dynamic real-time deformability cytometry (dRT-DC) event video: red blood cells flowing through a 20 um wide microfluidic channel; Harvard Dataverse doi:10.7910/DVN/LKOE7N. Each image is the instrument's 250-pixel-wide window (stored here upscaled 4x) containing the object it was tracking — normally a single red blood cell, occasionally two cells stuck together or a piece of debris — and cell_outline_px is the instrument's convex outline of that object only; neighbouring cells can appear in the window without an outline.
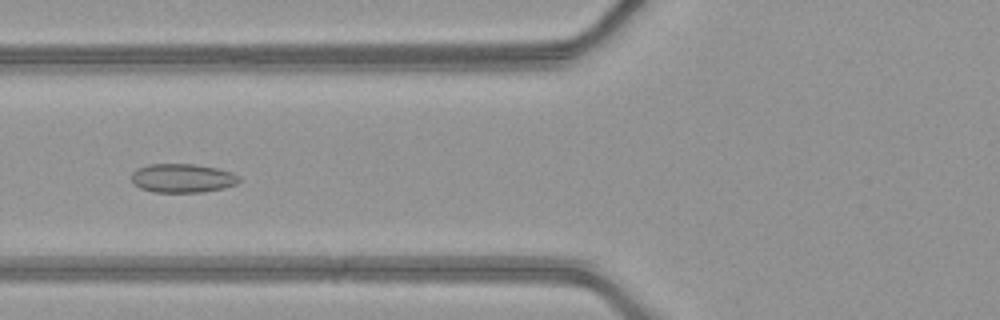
{"species": "common noctule bat (a hibernating species)", "species_latin": "Nyctalus noctula", "temperature_condition": "warm", "stored_images_in_passage": 47, "camera_frame_rate_fps": 3000, "um_per_image_px": 0.085, "animal": {"sex": "female", "body_mass_g": 21.9}, "frame": {"image": 1, "passage_image": 18, "time_ms": 5.667, "image_size_px": [1000, 320], "cell_outline_px": [[240, 180], [236, 184], [224, 188], [200, 192], [152, 192], [140, 188], [132, 184], [132, 172], [136, 168], [148, 164], [196, 164], [216, 168], [232, 172], [240, 176]], "centroid_in_image_um": [15.49, 15.14], "position_along_channel_um": 110.3, "area_um2": 18.26}}
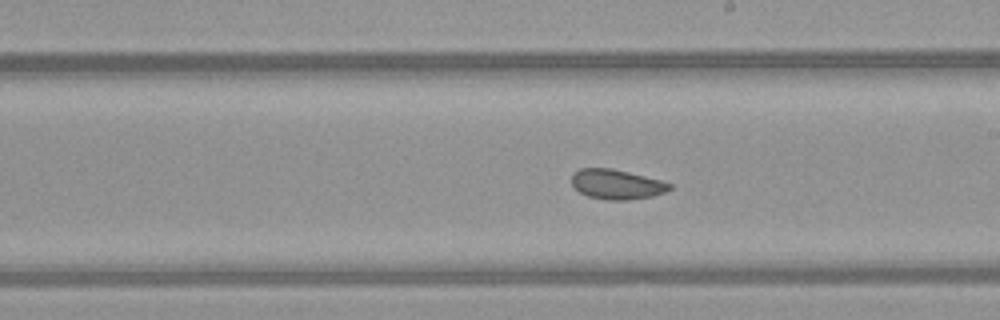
{"frame": {"image": 2, "passage_image": 27, "time_ms": 8.667, "image_size_px": [1000, 320], "cell_outline_px": [[672, 188], [664, 192], [652, 196], [628, 200], [608, 200], [588, 196], [580, 192], [572, 184], [572, 176], [580, 168], [612, 168], [660, 180], [672, 184]], "centroid_in_image_um": [52.42, 15.67], "position_along_channel_um": 236.6, "area_um2": 16.82}}
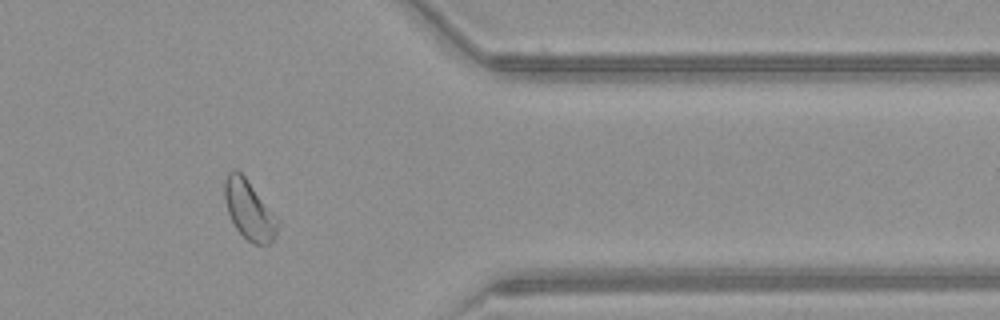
{"frame": {"image": 3, "passage_image": 39, "time_ms": 12.667, "image_size_px": [1000, 320], "cell_outline_px": [[280, 220], [276, 236], [268, 244], [252, 244], [236, 228], [228, 212], [224, 200], [224, 180], [228, 172], [232, 168], [236, 168], [244, 176]], "centroid_in_image_um": [21.18, 17.83], "position_along_channel_um": 390.2, "area_um2": 18.32}, "authors_computed_cell_mechanics": {"area_um2": 18.785, "velocity_mm_per_s": 4.1969, "shape_relaxation_time_tau1_ms": null, "shape_relaxation_time_tau2_ms": 2.6857, "deformation_change_tau1": null, "deformation_change_tau2": 0.0766}}